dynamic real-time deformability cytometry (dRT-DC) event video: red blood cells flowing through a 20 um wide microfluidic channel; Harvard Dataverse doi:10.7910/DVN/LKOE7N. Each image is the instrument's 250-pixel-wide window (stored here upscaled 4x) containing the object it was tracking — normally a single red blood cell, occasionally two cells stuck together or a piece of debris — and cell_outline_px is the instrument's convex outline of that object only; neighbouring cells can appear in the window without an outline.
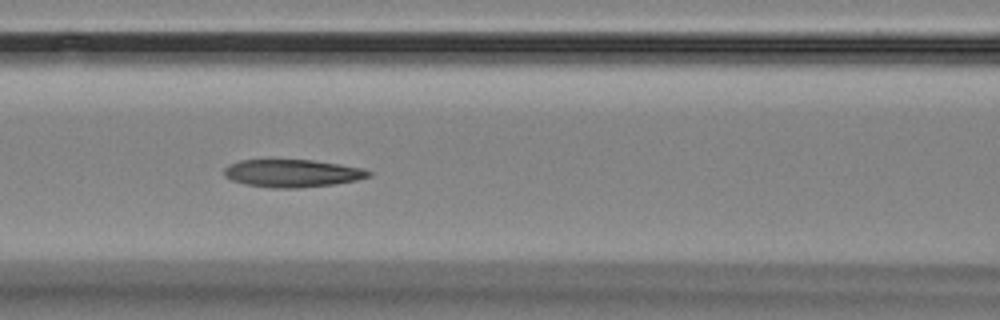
{"species": "Egyptian fruit bat (a non-hibernating species)", "species_latin": "Rousettus aegyptiacus", "temperature_condition": "room temperature", "stored_images_in_passage": 8, "segment_of_instrument_passage": [1, 2], "camera_frame_rate_fps": 3000, "um_per_image_px": 0.085, "animal": {"sex": "female"}, "frame": {"image": 1, "passage_image": 4, "time_ms": 3.333, "image_size_px": [1000, 320], "cell_outline_px": [[372, 176], [356, 180], [332, 184], [296, 188], [272, 188], [244, 184], [232, 180], [224, 176], [224, 168], [228, 164], [240, 160], [312, 160], [340, 164], [364, 168], [372, 172]], "centroid_in_image_um": [24.84, 14.72], "position_along_channel_um": 141.8, "area_um2": 23.35}}
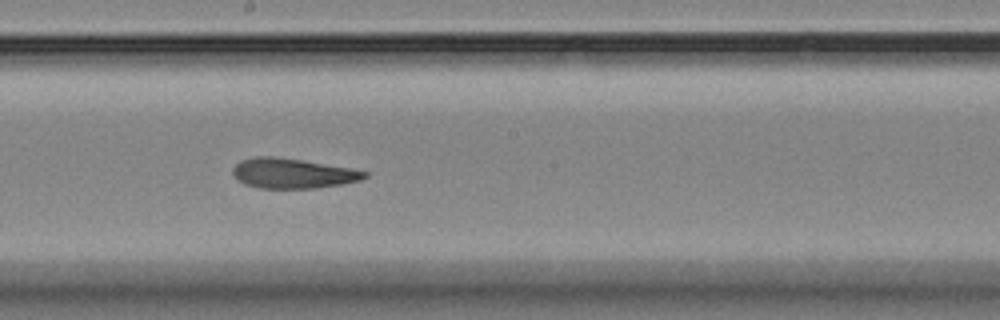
{"frame": {"image": 2, "passage_image": 6, "time_ms": 5.667, "image_size_px": [1000, 320], "cell_outline_px": [[368, 176], [360, 180], [344, 184], [316, 188], [260, 188], [244, 184], [236, 180], [232, 172], [232, 168], [240, 160], [256, 156], [272, 156], [300, 160], [352, 168], [368, 172]], "centroid_in_image_um": [24.86, 14.74], "position_along_channel_um": 223.3, "area_um2": 23.12}}
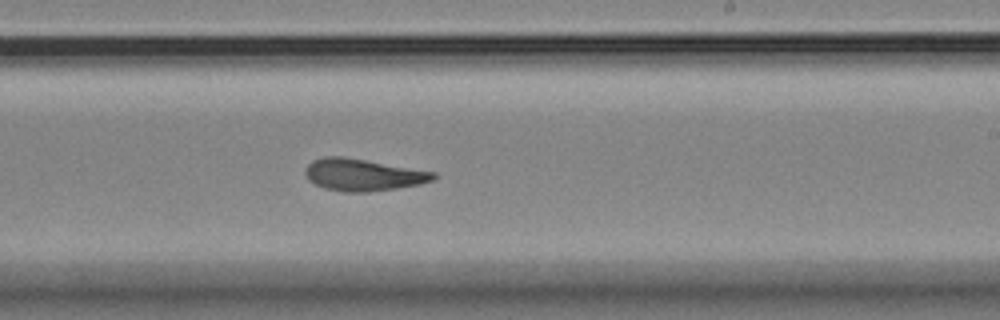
{"frame": {"image": 3, "passage_image": 7, "time_ms": 6.667, "image_size_px": [1000, 320], "cell_outline_px": [[436, 176], [432, 180], [420, 184], [396, 188], [368, 192], [344, 192], [324, 188], [308, 180], [304, 172], [304, 168], [312, 160], [324, 156], [344, 156], [436, 172]], "centroid_in_image_um": [30.81, 14.85], "position_along_channel_um": 258.2, "area_um2": 23.99}}